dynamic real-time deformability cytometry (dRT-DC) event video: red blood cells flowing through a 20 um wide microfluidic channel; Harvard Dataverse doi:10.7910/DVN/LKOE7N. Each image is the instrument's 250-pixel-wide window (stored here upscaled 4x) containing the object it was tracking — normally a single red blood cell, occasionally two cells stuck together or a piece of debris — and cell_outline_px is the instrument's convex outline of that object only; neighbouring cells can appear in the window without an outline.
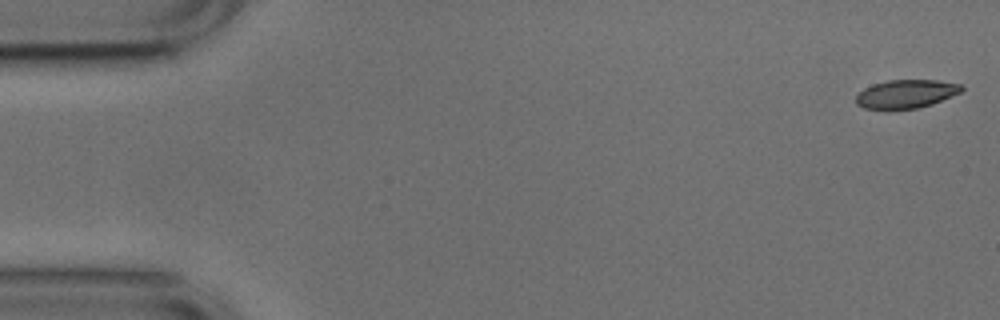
{"species": "common noctule bat (a hibernating species)", "species_latin": "Nyctalus noctula", "temperature_condition": "cold", "stored_images_in_passage": 52, "camera_frame_rate_fps": 3000, "um_per_image_px": 0.085, "animal": {"sex": "male", "body_mass_g": 17.9, "forearm_length_mm": 54.2}, "frame": {"image": 1, "passage_image": 1, "time_ms": 0.0, "image_size_px": [1000, 320], "cell_outline_px": [[964, 88], [960, 92], [932, 104], [920, 108], [888, 112], [864, 108], [856, 104], [856, 96], [864, 88], [872, 84], [888, 80], [936, 80], [960, 84]], "centroid_in_image_um": [76.95, 8.03], "position_along_channel_um": 8.0, "area_um2": 18.03}}
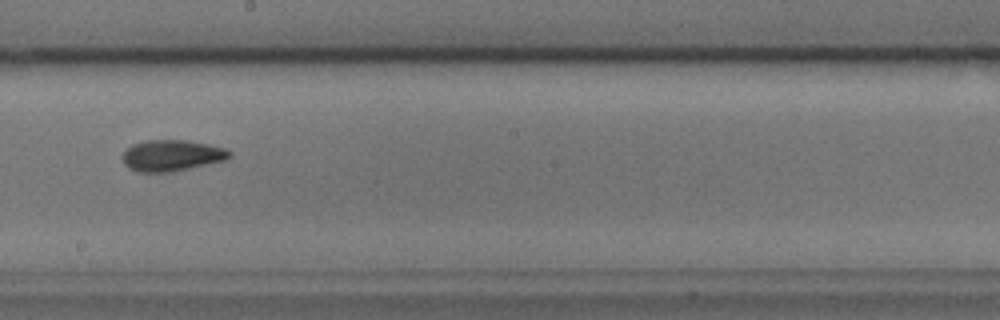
{"frame": {"image": 2, "passage_image": 29, "time_ms": 9.333, "image_size_px": [1000, 320], "cell_outline_px": [[232, 156], [224, 160], [188, 168], [168, 172], [140, 172], [128, 168], [124, 164], [124, 152], [132, 144], [144, 140], [188, 140], [208, 144], [224, 148], [232, 152]], "centroid_in_image_um": [14.6, 13.2], "position_along_channel_um": 233.6, "area_um2": 19.25}}
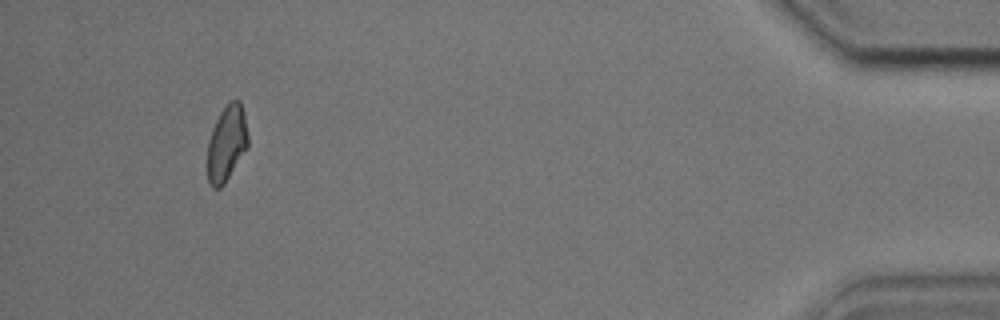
{"frame": {"image": 3, "passage_image": 49, "time_ms": 16.0, "image_size_px": [1000, 320], "cell_outline_px": [[248, 148], [224, 184], [220, 188], [212, 188], [208, 180], [208, 140], [212, 128], [220, 112], [228, 100], [240, 100], [244, 112], [248, 136]], "centroid_in_image_um": [19.28, 12.16], "position_along_channel_um": 415.9, "area_um2": 18.09}, "authors_computed_cell_mechanics": {"area_um2": 18.6694, "velocity_mm_per_s": 3.7789, "shape_relaxation_time_tau1_ms": 3.2512, "shape_relaxation_time_tau2_ms": 2.6036, "deformation_change_tau1": 0.1261, "deformation_change_tau2": 0.0884}}